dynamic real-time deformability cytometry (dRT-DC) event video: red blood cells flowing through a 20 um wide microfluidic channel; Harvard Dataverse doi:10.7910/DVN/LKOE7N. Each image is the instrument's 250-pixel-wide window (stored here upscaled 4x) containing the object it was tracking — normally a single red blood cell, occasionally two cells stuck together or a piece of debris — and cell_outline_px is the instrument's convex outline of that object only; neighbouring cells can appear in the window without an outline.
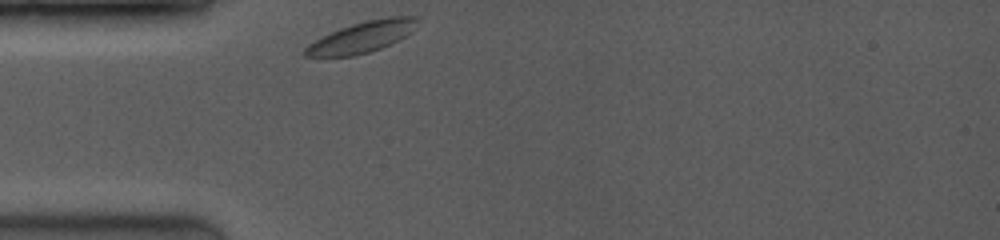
{"species": "common noctule bat (a hibernating species)", "species_latin": "Nyctalus noctula", "temperature_condition": "room temperature", "stored_images_in_passage": 33, "camera_frame_rate_fps": 3500, "um_per_image_px": 0.085, "animal": {"sex": "female", "body_mass_g": 19.0, "forearm_length_mm": 53.3}, "frame": {"image": 1, "passage_image": 1, "time_ms": 0.0, "image_size_px": [1000, 240], "cell_outline_px": [[420, 20], [416, 28], [412, 32], [380, 48], [356, 56], [304, 56], [304, 48], [308, 44], [340, 28], [352, 24], [368, 20], [388, 16], [420, 16]], "centroid_in_image_um": [30.83, 3.12], "position_along_channel_um": 54.2, "area_um2": 20.11}}
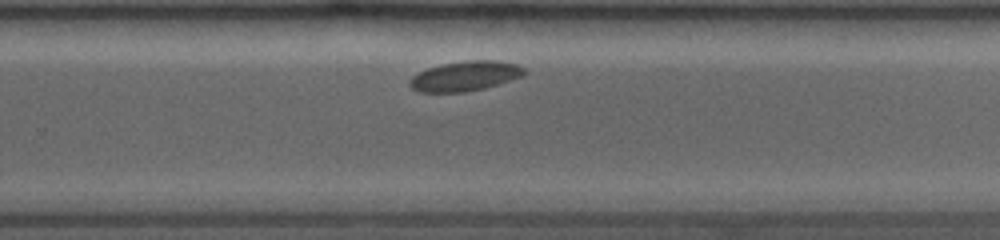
{"frame": {"image": 2, "passage_image": 22, "time_ms": 6.571, "image_size_px": [1000, 240], "cell_outline_px": [[528, 72], [524, 76], [484, 88], [464, 92], [416, 92], [408, 84], [408, 80], [412, 76], [428, 68], [440, 64], [464, 60], [496, 60], [516, 64], [524, 68]], "centroid_in_image_um": [39.53, 6.46], "position_along_channel_um": 290.3, "area_um2": 20.11}}
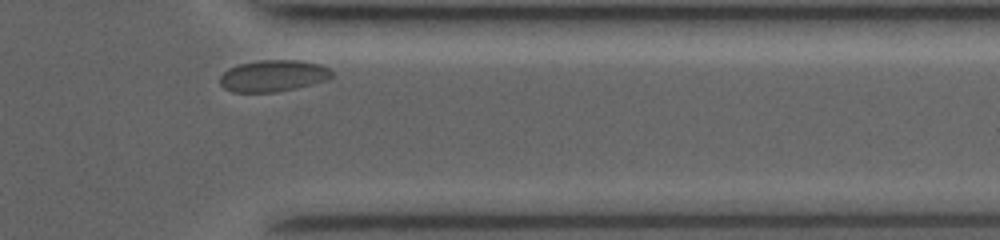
{"frame": {"image": 3, "passage_image": 31, "time_ms": 9.143, "image_size_px": [1000, 240], "cell_outline_px": [[332, 76], [328, 80], [296, 88], [276, 92], [232, 92], [224, 88], [220, 84], [220, 76], [228, 68], [240, 64], [260, 60], [300, 60], [320, 64], [328, 68], [332, 72]], "centroid_in_image_um": [23.22, 6.44], "position_along_channel_um": 388.2, "area_um2": 20.63}}